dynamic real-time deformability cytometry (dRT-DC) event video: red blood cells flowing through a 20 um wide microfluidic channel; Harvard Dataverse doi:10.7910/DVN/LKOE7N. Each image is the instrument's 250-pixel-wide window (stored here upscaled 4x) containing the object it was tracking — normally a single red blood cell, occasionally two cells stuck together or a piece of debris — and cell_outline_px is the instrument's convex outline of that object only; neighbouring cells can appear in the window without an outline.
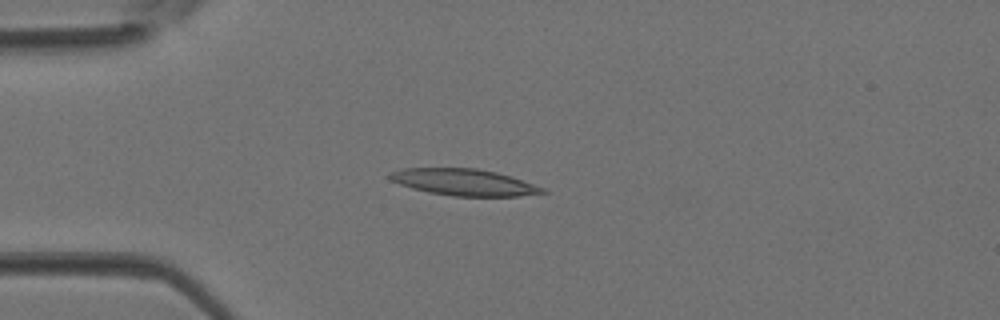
{"species": "Egyptian fruit bat (a non-hibernating species)", "species_latin": "Rousettus aegyptiacus", "temperature_condition": "room temperature", "stored_images_in_passage": 2, "camera_frame_rate_fps": 3000, "um_per_image_px": 0.085, "animal": {"sex": "female"}, "frame": {"image": 1, "passage_image": 2, "time_ms": 0.333, "image_size_px": [1000, 320], "cell_outline_px": [[548, 192], [520, 196], [452, 196], [428, 192], [412, 188], [400, 184], [392, 180], [388, 176], [388, 172], [404, 168], [476, 168], [496, 172], [512, 176], [544, 188]], "centroid_in_image_um": [39.43, 15.49], "position_along_channel_um": 45.6, "area_um2": 23.64}}